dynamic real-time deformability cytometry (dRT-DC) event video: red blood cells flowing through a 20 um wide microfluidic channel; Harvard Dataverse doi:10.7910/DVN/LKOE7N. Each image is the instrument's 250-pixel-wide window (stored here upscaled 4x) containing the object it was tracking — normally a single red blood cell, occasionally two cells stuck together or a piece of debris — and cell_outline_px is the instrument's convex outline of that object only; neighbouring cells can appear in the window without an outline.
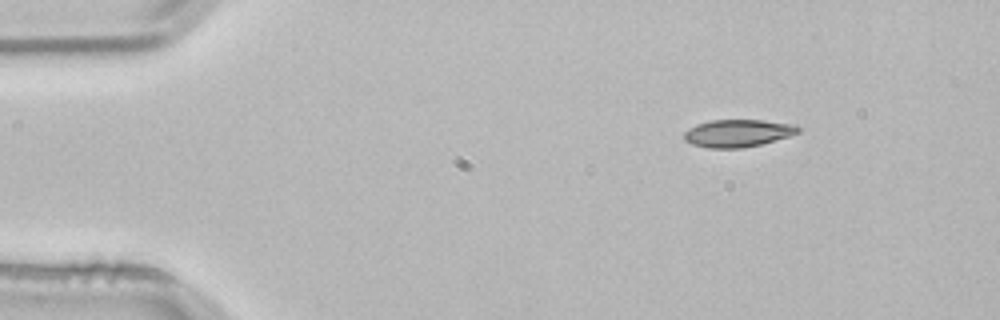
{"species": "common noctule bat (a hibernating species)", "species_latin": "Nyctalus noctula", "temperature_condition": "room temperature", "stored_images_in_passage": 3, "camera_frame_rate_fps": 3000, "um_per_image_px": 0.085, "animal": {"sex": "male", "body_mass_g": 21.5, "forearm_length_mm": 52.0}, "frame": {"image": 1, "passage_image": 1, "time_ms": 0.0, "image_size_px": [1000, 320], "cell_outline_px": [[800, 132], [792, 136], [744, 148], [708, 148], [692, 144], [684, 140], [684, 132], [688, 128], [696, 124], [712, 120], [764, 120], [796, 124], [800, 128]], "centroid_in_image_um": [62.74, 11.32], "position_along_channel_um": 22.3, "area_um2": 18.5}}
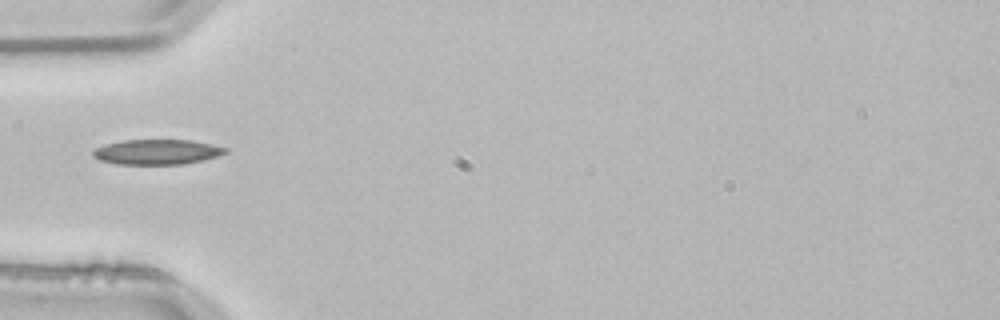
{"frame": {"image": 2, "passage_image": 3, "time_ms": 0.667, "image_size_px": [1000, 320], "cell_outline_px": [[228, 152], [204, 160], [184, 164], [116, 164], [100, 160], [92, 156], [92, 152], [96, 148], [104, 144], [124, 140], [192, 140], [212, 144], [228, 148]], "centroid_in_image_um": [13.35, 12.91], "position_along_channel_um": 71.7, "area_um2": 19.42}}